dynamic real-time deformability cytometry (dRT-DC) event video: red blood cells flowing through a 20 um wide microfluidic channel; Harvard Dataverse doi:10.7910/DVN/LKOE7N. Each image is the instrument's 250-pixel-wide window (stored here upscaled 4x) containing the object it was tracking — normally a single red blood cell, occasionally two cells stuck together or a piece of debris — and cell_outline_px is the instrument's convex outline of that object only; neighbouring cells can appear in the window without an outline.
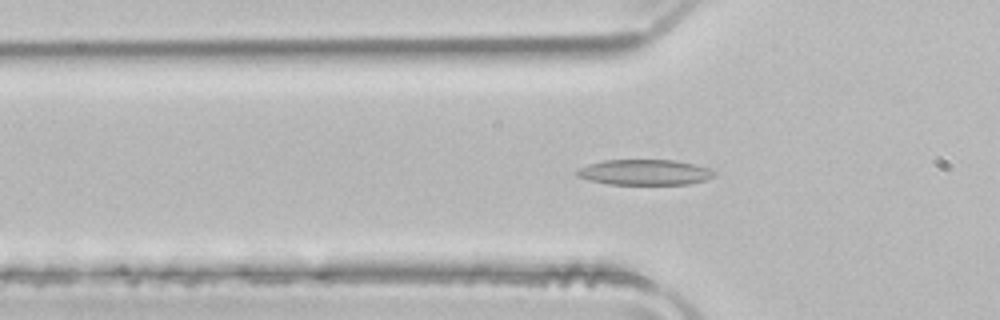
{"species": "common noctule bat (a hibernating species)", "species_latin": "Nyctalus noctula", "temperature_condition": "room temperature", "stored_images_in_passage": 51, "camera_frame_rate_fps": 3000, "um_per_image_px": 0.085, "animal": {"sex": "male", "body_mass_g": 21.5, "forearm_length_mm": 52.0}, "frame": {"image": 1, "passage_image": 17, "time_ms": 5.333, "image_size_px": [1000, 320], "cell_outline_px": [[716, 172], [712, 176], [704, 180], [688, 184], [608, 184], [588, 180], [576, 176], [576, 172], [580, 168], [588, 164], [604, 160], [676, 160], [708, 168]], "centroid_in_image_um": [54.75, 14.64], "position_along_channel_um": 71.0, "area_um2": 20.23}}
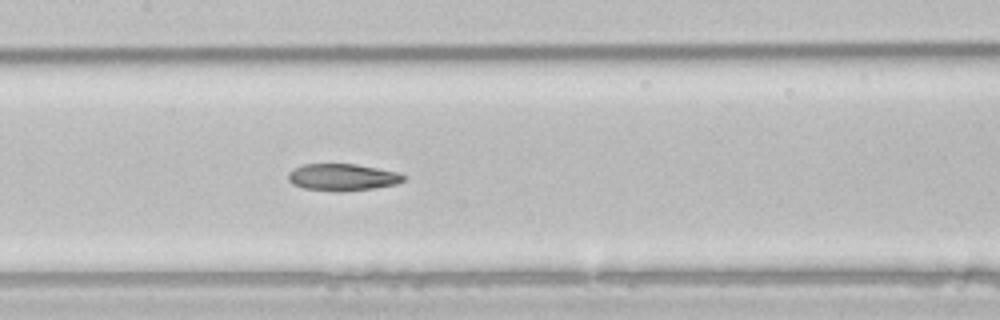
{"frame": {"image": 2, "passage_image": 25, "time_ms": 8.0, "image_size_px": [1000, 320], "cell_outline_px": [[404, 180], [396, 184], [372, 188], [340, 192], [336, 192], [304, 188], [292, 184], [288, 180], [288, 172], [292, 168], [304, 164], [356, 164], [400, 172], [404, 176]], "centroid_in_image_um": [29.08, 15.06], "position_along_channel_um": 178.3, "area_um2": 18.21}}
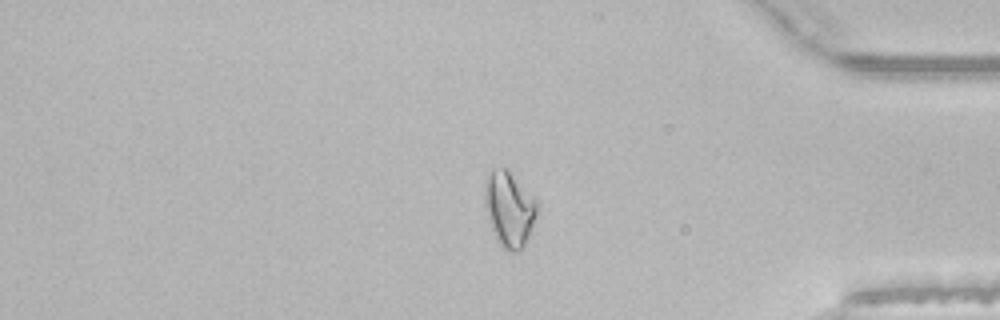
{"frame": {"image": 3, "passage_image": 43, "time_ms": 14.0, "image_size_px": [1000, 320], "cell_outline_px": [[536, 216], [524, 244], [516, 252], [508, 252], [496, 240], [488, 216], [484, 200], [484, 184], [492, 168], [508, 168], [536, 204]], "centroid_in_image_um": [43.23, 17.76], "position_along_channel_um": 392.0, "area_um2": 22.14}, "authors_computed_cell_mechanics": {"area_um2": 20.1144, "velocity_mm_per_s": 3.9848, "shape_relaxation_time_tau1_ms": 6.6417, "shape_relaxation_time_tau2_ms": 5.3105, "deformation_change_tau1": 0.1777, "deformation_change_tau2": 0.1409}}